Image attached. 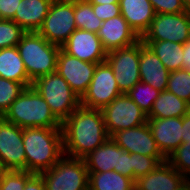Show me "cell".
<instances>
[{"mask_svg": "<svg viewBox=\"0 0 190 190\" xmlns=\"http://www.w3.org/2000/svg\"><path fill=\"white\" fill-rule=\"evenodd\" d=\"M64 155L83 159L108 138L101 110L80 105L61 123Z\"/></svg>", "mask_w": 190, "mask_h": 190, "instance_id": "6da1fadb", "label": "cell"}, {"mask_svg": "<svg viewBox=\"0 0 190 190\" xmlns=\"http://www.w3.org/2000/svg\"><path fill=\"white\" fill-rule=\"evenodd\" d=\"M26 171L40 174L52 168L64 155L61 128H24Z\"/></svg>", "mask_w": 190, "mask_h": 190, "instance_id": "7a4b0ae2", "label": "cell"}, {"mask_svg": "<svg viewBox=\"0 0 190 190\" xmlns=\"http://www.w3.org/2000/svg\"><path fill=\"white\" fill-rule=\"evenodd\" d=\"M2 117L22 129L61 128V122L33 86L25 88Z\"/></svg>", "mask_w": 190, "mask_h": 190, "instance_id": "3957f363", "label": "cell"}, {"mask_svg": "<svg viewBox=\"0 0 190 190\" xmlns=\"http://www.w3.org/2000/svg\"><path fill=\"white\" fill-rule=\"evenodd\" d=\"M29 79L56 72L60 46L49 43L38 32H26L17 44Z\"/></svg>", "mask_w": 190, "mask_h": 190, "instance_id": "277c9868", "label": "cell"}, {"mask_svg": "<svg viewBox=\"0 0 190 190\" xmlns=\"http://www.w3.org/2000/svg\"><path fill=\"white\" fill-rule=\"evenodd\" d=\"M32 86L45 99L61 123L80 106V98L57 71L38 77Z\"/></svg>", "mask_w": 190, "mask_h": 190, "instance_id": "5b68a950", "label": "cell"}, {"mask_svg": "<svg viewBox=\"0 0 190 190\" xmlns=\"http://www.w3.org/2000/svg\"><path fill=\"white\" fill-rule=\"evenodd\" d=\"M40 175L46 190H89V172L81 158L63 155Z\"/></svg>", "mask_w": 190, "mask_h": 190, "instance_id": "8992f818", "label": "cell"}, {"mask_svg": "<svg viewBox=\"0 0 190 190\" xmlns=\"http://www.w3.org/2000/svg\"><path fill=\"white\" fill-rule=\"evenodd\" d=\"M76 29L74 0H53L37 32L49 43L61 47Z\"/></svg>", "mask_w": 190, "mask_h": 190, "instance_id": "52a82bcc", "label": "cell"}, {"mask_svg": "<svg viewBox=\"0 0 190 190\" xmlns=\"http://www.w3.org/2000/svg\"><path fill=\"white\" fill-rule=\"evenodd\" d=\"M190 38V11L156 14L141 41H172L184 44Z\"/></svg>", "mask_w": 190, "mask_h": 190, "instance_id": "ba28073f", "label": "cell"}, {"mask_svg": "<svg viewBox=\"0 0 190 190\" xmlns=\"http://www.w3.org/2000/svg\"><path fill=\"white\" fill-rule=\"evenodd\" d=\"M106 62L113 70L121 93H127L141 82L139 73L140 40L135 44L107 52Z\"/></svg>", "mask_w": 190, "mask_h": 190, "instance_id": "9c48e42d", "label": "cell"}, {"mask_svg": "<svg viewBox=\"0 0 190 190\" xmlns=\"http://www.w3.org/2000/svg\"><path fill=\"white\" fill-rule=\"evenodd\" d=\"M101 111L109 137L117 131L147 123V115L126 93L116 97Z\"/></svg>", "mask_w": 190, "mask_h": 190, "instance_id": "30bf717a", "label": "cell"}, {"mask_svg": "<svg viewBox=\"0 0 190 190\" xmlns=\"http://www.w3.org/2000/svg\"><path fill=\"white\" fill-rule=\"evenodd\" d=\"M121 94L113 70L105 61L97 64L91 83L80 99V105L102 110Z\"/></svg>", "mask_w": 190, "mask_h": 190, "instance_id": "8fae6325", "label": "cell"}, {"mask_svg": "<svg viewBox=\"0 0 190 190\" xmlns=\"http://www.w3.org/2000/svg\"><path fill=\"white\" fill-rule=\"evenodd\" d=\"M0 158L7 170H25L23 129L0 117Z\"/></svg>", "mask_w": 190, "mask_h": 190, "instance_id": "7c38bea8", "label": "cell"}, {"mask_svg": "<svg viewBox=\"0 0 190 190\" xmlns=\"http://www.w3.org/2000/svg\"><path fill=\"white\" fill-rule=\"evenodd\" d=\"M97 64L99 63L82 61L67 54L61 48L57 58L56 71L68 82L73 92L81 99L91 83Z\"/></svg>", "mask_w": 190, "mask_h": 190, "instance_id": "4fadbf2b", "label": "cell"}, {"mask_svg": "<svg viewBox=\"0 0 190 190\" xmlns=\"http://www.w3.org/2000/svg\"><path fill=\"white\" fill-rule=\"evenodd\" d=\"M111 138L120 148H123L129 153L155 157L161 163L167 161V158L158 148L148 123L117 131L111 136Z\"/></svg>", "mask_w": 190, "mask_h": 190, "instance_id": "5bb4252c", "label": "cell"}, {"mask_svg": "<svg viewBox=\"0 0 190 190\" xmlns=\"http://www.w3.org/2000/svg\"><path fill=\"white\" fill-rule=\"evenodd\" d=\"M61 48L67 54L82 61L90 63L106 61L107 51L103 48L97 33L94 32L76 29Z\"/></svg>", "mask_w": 190, "mask_h": 190, "instance_id": "9a60e30c", "label": "cell"}, {"mask_svg": "<svg viewBox=\"0 0 190 190\" xmlns=\"http://www.w3.org/2000/svg\"><path fill=\"white\" fill-rule=\"evenodd\" d=\"M147 123L158 148L166 158L182 144V117H147Z\"/></svg>", "mask_w": 190, "mask_h": 190, "instance_id": "2e32d148", "label": "cell"}, {"mask_svg": "<svg viewBox=\"0 0 190 190\" xmlns=\"http://www.w3.org/2000/svg\"><path fill=\"white\" fill-rule=\"evenodd\" d=\"M97 35L107 52L131 46L140 40V37L122 15L104 21Z\"/></svg>", "mask_w": 190, "mask_h": 190, "instance_id": "e0dca14e", "label": "cell"}, {"mask_svg": "<svg viewBox=\"0 0 190 190\" xmlns=\"http://www.w3.org/2000/svg\"><path fill=\"white\" fill-rule=\"evenodd\" d=\"M139 73L142 83H148L159 91L166 90L170 71L152 49L141 40Z\"/></svg>", "mask_w": 190, "mask_h": 190, "instance_id": "ac0fdd59", "label": "cell"}, {"mask_svg": "<svg viewBox=\"0 0 190 190\" xmlns=\"http://www.w3.org/2000/svg\"><path fill=\"white\" fill-rule=\"evenodd\" d=\"M186 179L165 161L147 175L138 177L134 186L135 190H174Z\"/></svg>", "mask_w": 190, "mask_h": 190, "instance_id": "d6986e66", "label": "cell"}, {"mask_svg": "<svg viewBox=\"0 0 190 190\" xmlns=\"http://www.w3.org/2000/svg\"><path fill=\"white\" fill-rule=\"evenodd\" d=\"M120 12L129 26L141 37L156 13L149 0H119Z\"/></svg>", "mask_w": 190, "mask_h": 190, "instance_id": "ffe728a7", "label": "cell"}, {"mask_svg": "<svg viewBox=\"0 0 190 190\" xmlns=\"http://www.w3.org/2000/svg\"><path fill=\"white\" fill-rule=\"evenodd\" d=\"M53 0H21L12 19L26 32H37Z\"/></svg>", "mask_w": 190, "mask_h": 190, "instance_id": "44dd1931", "label": "cell"}, {"mask_svg": "<svg viewBox=\"0 0 190 190\" xmlns=\"http://www.w3.org/2000/svg\"><path fill=\"white\" fill-rule=\"evenodd\" d=\"M83 159L88 172H105L118 169L119 146L109 137L101 146Z\"/></svg>", "mask_w": 190, "mask_h": 190, "instance_id": "7402d4cb", "label": "cell"}, {"mask_svg": "<svg viewBox=\"0 0 190 190\" xmlns=\"http://www.w3.org/2000/svg\"><path fill=\"white\" fill-rule=\"evenodd\" d=\"M0 77L22 83L26 88L33 85L17 46L0 49Z\"/></svg>", "mask_w": 190, "mask_h": 190, "instance_id": "603a6c76", "label": "cell"}, {"mask_svg": "<svg viewBox=\"0 0 190 190\" xmlns=\"http://www.w3.org/2000/svg\"><path fill=\"white\" fill-rule=\"evenodd\" d=\"M190 110V105L176 96L164 90L154 101L150 114L147 117L168 118L183 117Z\"/></svg>", "mask_w": 190, "mask_h": 190, "instance_id": "cb8c5ba5", "label": "cell"}, {"mask_svg": "<svg viewBox=\"0 0 190 190\" xmlns=\"http://www.w3.org/2000/svg\"><path fill=\"white\" fill-rule=\"evenodd\" d=\"M148 45L162 61L168 71L182 69L183 44L172 41H142Z\"/></svg>", "mask_w": 190, "mask_h": 190, "instance_id": "d4e9b609", "label": "cell"}, {"mask_svg": "<svg viewBox=\"0 0 190 190\" xmlns=\"http://www.w3.org/2000/svg\"><path fill=\"white\" fill-rule=\"evenodd\" d=\"M134 181L114 170L89 172V190H134Z\"/></svg>", "mask_w": 190, "mask_h": 190, "instance_id": "484cf974", "label": "cell"}, {"mask_svg": "<svg viewBox=\"0 0 190 190\" xmlns=\"http://www.w3.org/2000/svg\"><path fill=\"white\" fill-rule=\"evenodd\" d=\"M74 19L77 29L98 33L103 21L100 20L92 9V4L87 0H74Z\"/></svg>", "mask_w": 190, "mask_h": 190, "instance_id": "4316f807", "label": "cell"}, {"mask_svg": "<svg viewBox=\"0 0 190 190\" xmlns=\"http://www.w3.org/2000/svg\"><path fill=\"white\" fill-rule=\"evenodd\" d=\"M160 92L161 91L153 88L148 83L139 82L126 94L148 116L151 112L153 103L159 96Z\"/></svg>", "mask_w": 190, "mask_h": 190, "instance_id": "83f0119b", "label": "cell"}, {"mask_svg": "<svg viewBox=\"0 0 190 190\" xmlns=\"http://www.w3.org/2000/svg\"><path fill=\"white\" fill-rule=\"evenodd\" d=\"M166 90L190 105V72L184 69L171 71Z\"/></svg>", "mask_w": 190, "mask_h": 190, "instance_id": "f1b7e54d", "label": "cell"}, {"mask_svg": "<svg viewBox=\"0 0 190 190\" xmlns=\"http://www.w3.org/2000/svg\"><path fill=\"white\" fill-rule=\"evenodd\" d=\"M167 162L186 178H190V137L168 157Z\"/></svg>", "mask_w": 190, "mask_h": 190, "instance_id": "f546056e", "label": "cell"}, {"mask_svg": "<svg viewBox=\"0 0 190 190\" xmlns=\"http://www.w3.org/2000/svg\"><path fill=\"white\" fill-rule=\"evenodd\" d=\"M25 88L22 83L0 77V116L5 114Z\"/></svg>", "mask_w": 190, "mask_h": 190, "instance_id": "4dcf8cb0", "label": "cell"}, {"mask_svg": "<svg viewBox=\"0 0 190 190\" xmlns=\"http://www.w3.org/2000/svg\"><path fill=\"white\" fill-rule=\"evenodd\" d=\"M26 33L13 20H0V49L17 46Z\"/></svg>", "mask_w": 190, "mask_h": 190, "instance_id": "1f68e13d", "label": "cell"}, {"mask_svg": "<svg viewBox=\"0 0 190 190\" xmlns=\"http://www.w3.org/2000/svg\"><path fill=\"white\" fill-rule=\"evenodd\" d=\"M32 175L25 170H7L0 177V190H24L26 181Z\"/></svg>", "mask_w": 190, "mask_h": 190, "instance_id": "d6a6232c", "label": "cell"}, {"mask_svg": "<svg viewBox=\"0 0 190 190\" xmlns=\"http://www.w3.org/2000/svg\"><path fill=\"white\" fill-rule=\"evenodd\" d=\"M160 163L155 157L133 153V181L152 172Z\"/></svg>", "mask_w": 190, "mask_h": 190, "instance_id": "836d02e7", "label": "cell"}, {"mask_svg": "<svg viewBox=\"0 0 190 190\" xmlns=\"http://www.w3.org/2000/svg\"><path fill=\"white\" fill-rule=\"evenodd\" d=\"M156 14L186 12L182 0H149Z\"/></svg>", "mask_w": 190, "mask_h": 190, "instance_id": "e575fe53", "label": "cell"}, {"mask_svg": "<svg viewBox=\"0 0 190 190\" xmlns=\"http://www.w3.org/2000/svg\"><path fill=\"white\" fill-rule=\"evenodd\" d=\"M92 9L95 15L103 22L115 16L121 15L119 3L92 4Z\"/></svg>", "mask_w": 190, "mask_h": 190, "instance_id": "d590c367", "label": "cell"}, {"mask_svg": "<svg viewBox=\"0 0 190 190\" xmlns=\"http://www.w3.org/2000/svg\"><path fill=\"white\" fill-rule=\"evenodd\" d=\"M114 171L133 180V153L119 147L118 169Z\"/></svg>", "mask_w": 190, "mask_h": 190, "instance_id": "8d00e7d4", "label": "cell"}, {"mask_svg": "<svg viewBox=\"0 0 190 190\" xmlns=\"http://www.w3.org/2000/svg\"><path fill=\"white\" fill-rule=\"evenodd\" d=\"M21 0H0V18L12 20Z\"/></svg>", "mask_w": 190, "mask_h": 190, "instance_id": "74e56055", "label": "cell"}, {"mask_svg": "<svg viewBox=\"0 0 190 190\" xmlns=\"http://www.w3.org/2000/svg\"><path fill=\"white\" fill-rule=\"evenodd\" d=\"M24 190H46L40 174H33L27 181Z\"/></svg>", "mask_w": 190, "mask_h": 190, "instance_id": "f35d334b", "label": "cell"}, {"mask_svg": "<svg viewBox=\"0 0 190 190\" xmlns=\"http://www.w3.org/2000/svg\"><path fill=\"white\" fill-rule=\"evenodd\" d=\"M182 69L190 72V38L183 44Z\"/></svg>", "mask_w": 190, "mask_h": 190, "instance_id": "ab89813d", "label": "cell"}, {"mask_svg": "<svg viewBox=\"0 0 190 190\" xmlns=\"http://www.w3.org/2000/svg\"><path fill=\"white\" fill-rule=\"evenodd\" d=\"M185 137H190V110L182 117V143Z\"/></svg>", "mask_w": 190, "mask_h": 190, "instance_id": "60d3db41", "label": "cell"}, {"mask_svg": "<svg viewBox=\"0 0 190 190\" xmlns=\"http://www.w3.org/2000/svg\"><path fill=\"white\" fill-rule=\"evenodd\" d=\"M90 4H110L119 3V0H87Z\"/></svg>", "mask_w": 190, "mask_h": 190, "instance_id": "b9f144b4", "label": "cell"}, {"mask_svg": "<svg viewBox=\"0 0 190 190\" xmlns=\"http://www.w3.org/2000/svg\"><path fill=\"white\" fill-rule=\"evenodd\" d=\"M174 190H190V178H187Z\"/></svg>", "mask_w": 190, "mask_h": 190, "instance_id": "7bdbcfd3", "label": "cell"}, {"mask_svg": "<svg viewBox=\"0 0 190 190\" xmlns=\"http://www.w3.org/2000/svg\"><path fill=\"white\" fill-rule=\"evenodd\" d=\"M7 171V169L3 166V163L0 158V177Z\"/></svg>", "mask_w": 190, "mask_h": 190, "instance_id": "ee69618b", "label": "cell"}, {"mask_svg": "<svg viewBox=\"0 0 190 190\" xmlns=\"http://www.w3.org/2000/svg\"><path fill=\"white\" fill-rule=\"evenodd\" d=\"M185 8L190 11V0H182Z\"/></svg>", "mask_w": 190, "mask_h": 190, "instance_id": "f6af8a7d", "label": "cell"}]
</instances>
